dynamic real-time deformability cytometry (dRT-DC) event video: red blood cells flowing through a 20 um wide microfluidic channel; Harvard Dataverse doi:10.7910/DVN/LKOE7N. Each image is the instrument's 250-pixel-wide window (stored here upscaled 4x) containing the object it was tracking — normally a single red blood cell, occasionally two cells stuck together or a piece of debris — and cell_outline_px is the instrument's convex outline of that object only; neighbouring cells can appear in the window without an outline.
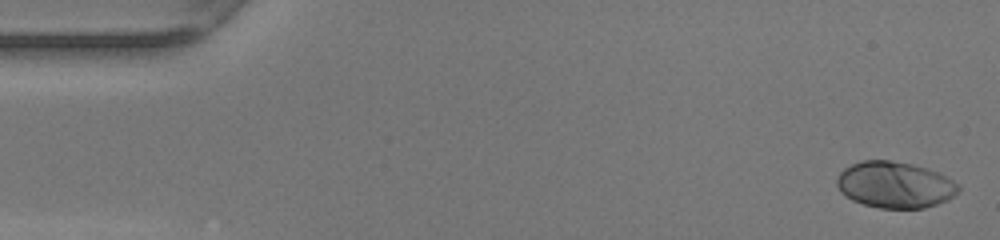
{"species": "human", "species_latin": "Homo sapiens", "temperature_condition": "warm", "stored_images_in_passage": 48, "camera_frame_rate_fps": 3000, "um_per_image_px": 0.085, "donor": {"sex": "female"}, "frame": {"image": 1, "passage_image": 1, "time_ms": 0.0, "image_size_px": [1000, 240], "cell_outline_px": [[960, 188], [948, 200], [924, 208], [880, 208], [864, 204], [852, 200], [844, 196], [840, 192], [836, 184], [836, 176], [844, 168], [860, 160], [888, 160], [912, 164], [928, 168], [940, 172], [960, 184]], "centroid_in_image_um": [76.05, 15.7], "position_along_channel_um": 8.9, "area_um2": 33.12}}
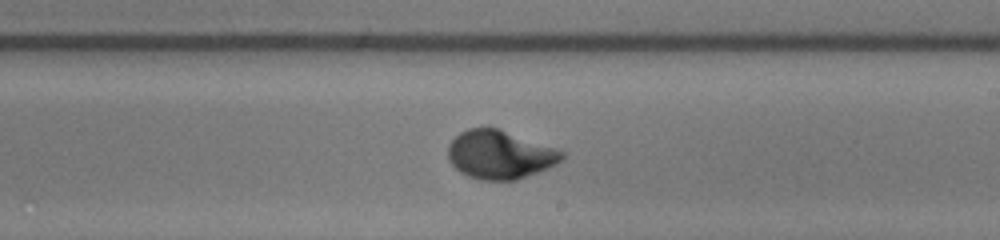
{"frame": {"image": 2, "passage_image": 28, "time_ms": 9.0, "image_size_px": [1000, 240], "cell_outline_px": [[564, 160], [548, 168], [516, 180], [484, 180], [468, 176], [460, 172], [448, 160], [448, 144], [460, 132], [468, 128], [500, 128], [556, 148], [564, 152]], "centroid_in_image_um": [42.5, 13.14], "position_along_channel_um": 246.5, "area_um2": 32.25}}
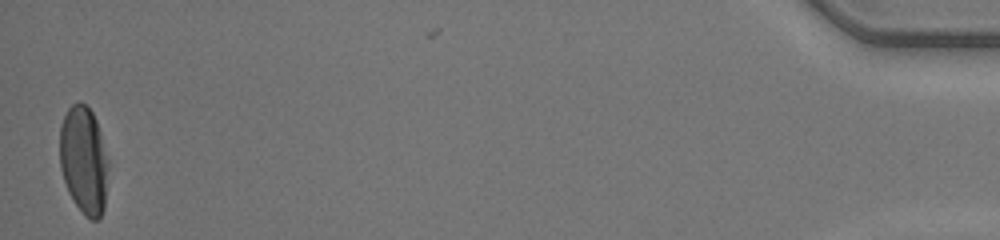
{"frame": {"image": 3, "passage_image": 48, "time_ms": 15.667, "image_size_px": [1000, 240], "cell_outline_px": [[108, 164], [104, 208], [100, 216], [96, 220], [92, 220], [76, 204], [68, 192], [60, 168], [60, 128], [64, 116], [68, 108], [72, 104], [80, 100], [92, 112], [96, 120], [100, 132], [108, 160]], "centroid_in_image_um": [7.11, 13.58], "position_along_channel_um": 428.1, "area_um2": 30.17}, "authors_computed_cell_mechanics": {"area_um2": 31.6744, "velocity_mm_per_s": 4.2239, "shape_relaxation_time_tau1_ms": 2.9347, "shape_relaxation_time_tau2_ms": null, "deformation_change_tau1": 0.2045, "deformation_change_tau2": null}}